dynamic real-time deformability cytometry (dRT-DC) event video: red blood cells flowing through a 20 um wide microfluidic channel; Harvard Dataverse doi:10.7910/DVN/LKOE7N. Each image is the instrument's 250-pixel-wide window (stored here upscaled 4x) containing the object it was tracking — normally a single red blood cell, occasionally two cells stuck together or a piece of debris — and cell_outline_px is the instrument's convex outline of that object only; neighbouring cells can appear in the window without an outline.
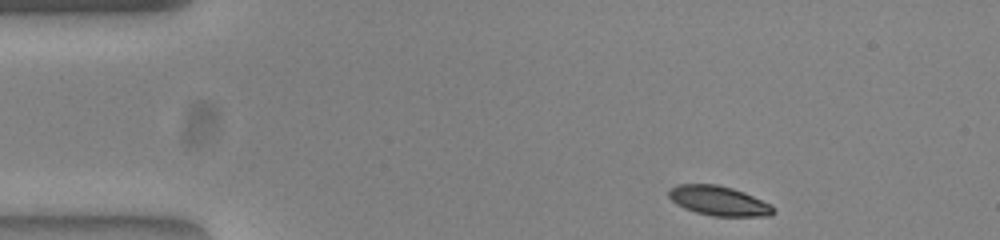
{"species": "common noctule bat (a hibernating species)", "species_latin": "Nyctalus noctula", "temperature_condition": "warm", "stored_images_in_passage": 46, "camera_frame_rate_fps": 3000, "um_per_image_px": 0.085, "animal": {"sex": "female", "body_mass_g": 23.0, "forearm_length_mm": 53.4}, "frame": {"image": 1, "passage_image": 1, "time_ms": 0.0, "image_size_px": [1000, 240], "cell_outline_px": [[776, 212], [768, 216], [712, 216], [696, 212], [684, 208], [676, 204], [668, 196], [668, 192], [672, 188], [680, 184], [716, 184], [732, 188], [744, 192], [776, 208]], "centroid_in_image_um": [61.09, 17.08], "position_along_channel_um": 23.9, "area_um2": 17.86}}
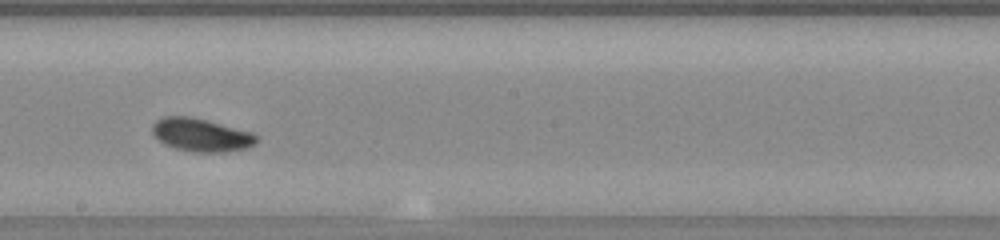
{"frame": {"image": 2, "passage_image": 23, "time_ms": 7.333, "image_size_px": [1000, 240], "cell_outline_px": [[256, 144], [248, 148], [224, 152], [192, 152], [176, 148], [164, 144], [152, 132], [152, 124], [156, 120], [164, 116], [188, 116], [252, 132], [256, 136]], "centroid_in_image_um": [17.08, 11.48], "position_along_channel_um": 231.1, "area_um2": 19.88}}
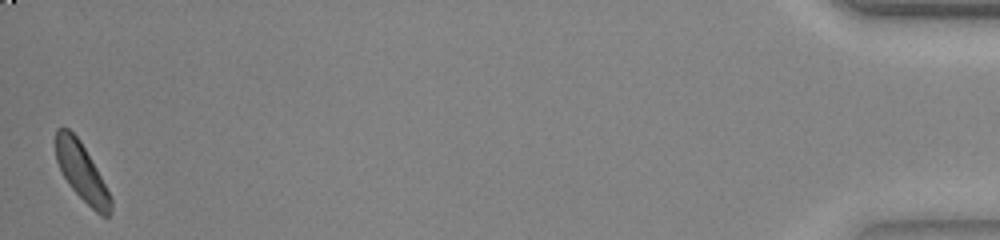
{"frame": {"image": 3, "passage_image": 46, "time_ms": 15.0, "image_size_px": [1000, 240], "cell_outline_px": [[112, 212], [108, 216], [100, 216], [72, 188], [64, 176], [56, 160], [56, 128], [68, 128], [80, 140], [96, 168], [112, 200]], "centroid_in_image_um": [6.94, 14.62], "position_along_channel_um": 428.3, "area_um2": 17.98}}